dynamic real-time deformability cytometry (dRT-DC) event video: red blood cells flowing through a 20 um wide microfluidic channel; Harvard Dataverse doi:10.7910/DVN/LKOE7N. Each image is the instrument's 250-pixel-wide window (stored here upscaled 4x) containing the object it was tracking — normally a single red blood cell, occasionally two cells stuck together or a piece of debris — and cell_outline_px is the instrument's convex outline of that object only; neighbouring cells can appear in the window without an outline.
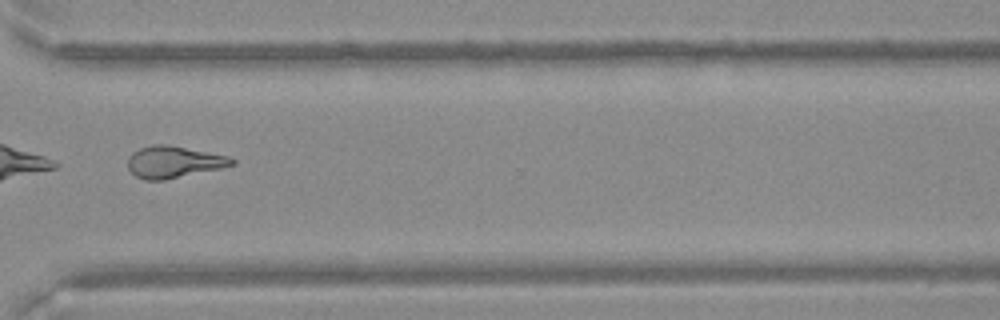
{"species": "Egyptian fruit bat (a non-hibernating species)", "species_latin": "Rousettus aegyptiacus", "temperature_condition": "warm", "stored_images_in_passage": 44, "camera_frame_rate_fps": 3000, "um_per_image_px": 0.085, "frame": {"image": 1, "passage_image": 32, "time_ms": 10.333, "image_size_px": [1000, 320], "cell_outline_px": [[236, 164], [220, 168], [164, 180], [144, 180], [136, 176], [128, 168], [128, 156], [132, 152], [140, 148], [152, 144], [168, 144], [228, 156], [236, 160]], "centroid_in_image_um": [14.75, 13.76], "position_along_channel_um": 355.9, "area_um2": 19.25}}